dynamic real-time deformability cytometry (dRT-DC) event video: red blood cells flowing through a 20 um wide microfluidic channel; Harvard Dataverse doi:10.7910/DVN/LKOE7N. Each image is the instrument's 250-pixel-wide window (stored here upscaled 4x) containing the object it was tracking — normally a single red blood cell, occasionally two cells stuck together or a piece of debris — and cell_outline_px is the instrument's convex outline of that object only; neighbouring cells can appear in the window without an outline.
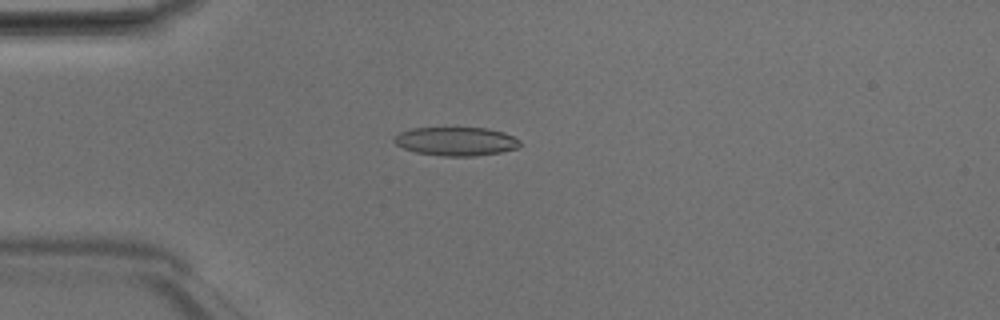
{"species": "Egyptian fruit bat (a non-hibernating species)", "species_latin": "Rousettus aegyptiacus", "temperature_condition": "room temperature", "stored_images_in_passage": 48, "camera_frame_rate_fps": 3000, "um_per_image_px": 0.085, "animal": {"sex": "male"}, "frame": {"image": 1, "passage_image": 13, "time_ms": 4.0, "image_size_px": [1000, 320], "cell_outline_px": [[520, 144], [516, 148], [500, 152], [476, 156], [444, 156], [416, 152], [404, 148], [396, 144], [392, 140], [400, 132], [412, 128], [488, 128], [504, 132], [520, 140]], "centroid_in_image_um": [38.77, 12.01], "position_along_channel_um": 46.2, "area_um2": 20.87}}
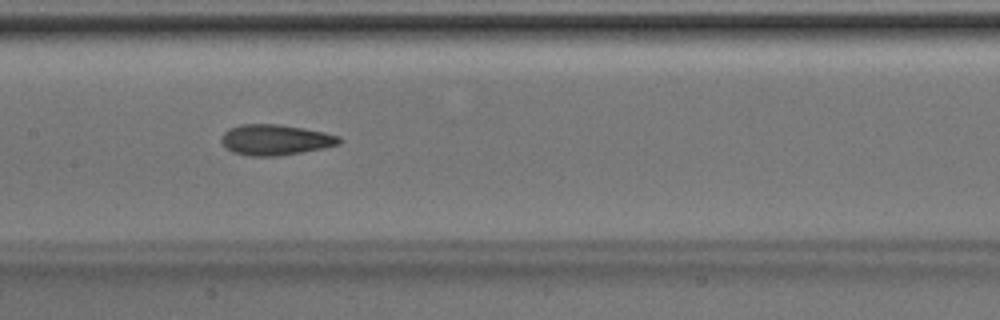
{"frame": {"image": 2, "passage_image": 24, "time_ms": 7.667, "image_size_px": [1000, 320], "cell_outline_px": [[340, 144], [324, 148], [280, 156], [248, 156], [232, 152], [224, 148], [220, 140], [224, 132], [228, 128], [240, 124], [280, 124], [304, 128], [324, 132], [340, 136]], "centroid_in_image_um": [23.37, 11.88], "position_along_channel_um": 184.0, "area_um2": 21.33}}
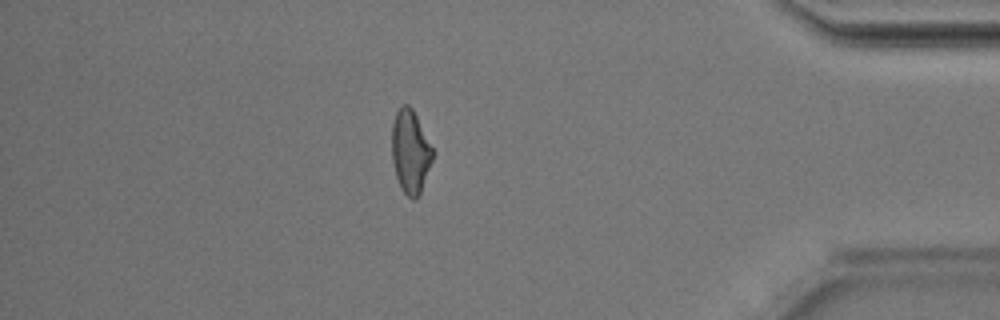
{"frame": {"image": 3, "passage_image": 42, "time_ms": 13.667, "image_size_px": [1000, 320], "cell_outline_px": [[432, 160], [420, 192], [412, 200], [400, 188], [396, 176], [392, 160], [392, 124], [396, 112], [404, 104], [408, 104], [412, 108], [432, 148]], "centroid_in_image_um": [34.85, 12.88], "position_along_channel_um": 400.3, "area_um2": 19.31}, "authors_computed_cell_mechanics": {"area_um2": 20.6635, "velocity_mm_per_s": 4.2292, "shape_relaxation_time_tau1_ms": 6.4041, "shape_relaxation_time_tau2_ms": 2.4962, "deformation_change_tau1": 0.1679, "deformation_change_tau2": 0.1055}}